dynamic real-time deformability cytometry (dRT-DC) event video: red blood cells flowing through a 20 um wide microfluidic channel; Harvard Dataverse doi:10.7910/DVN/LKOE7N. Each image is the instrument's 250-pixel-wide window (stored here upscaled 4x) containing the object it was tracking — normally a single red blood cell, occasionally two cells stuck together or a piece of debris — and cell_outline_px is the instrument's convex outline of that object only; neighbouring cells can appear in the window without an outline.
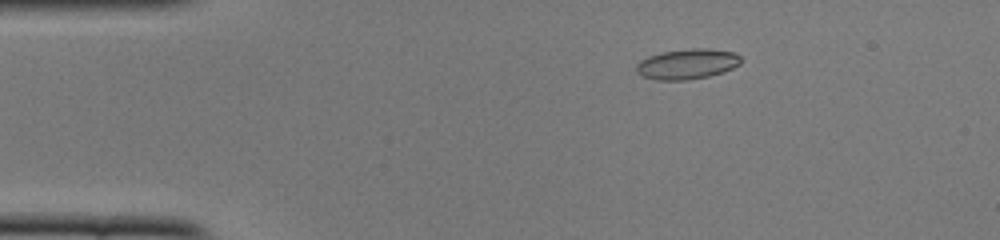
{"species": "common noctule bat (a hibernating species)", "species_latin": "Nyctalus noctula", "temperature_condition": "cold", "stored_images_in_passage": 52, "camera_frame_rate_fps": 3000, "um_per_image_px": 0.085, "animal": {"sex": "female", "body_mass_g": 22.0, "forearm_length_mm": 56.7}, "frame": {"image": 1, "passage_image": 9, "time_ms": 2.667, "image_size_px": [1000, 240], "cell_outline_px": [[740, 64], [732, 68], [708, 76], [688, 80], [656, 80], [644, 76], [636, 72], [636, 64], [640, 60], [648, 56], [664, 52], [692, 48], [708, 48], [736, 52], [740, 56]], "centroid_in_image_um": [58.41, 5.43], "position_along_channel_um": 26.6, "area_um2": 18.38}}
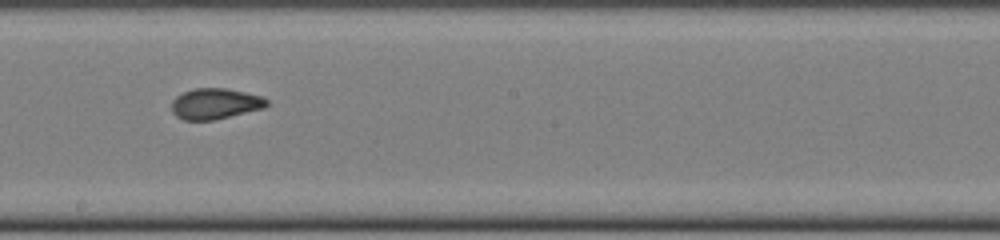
{"frame": {"image": 2, "passage_image": 29, "time_ms": 9.333, "image_size_px": [1000, 240], "cell_outline_px": [[268, 104], [264, 108], [212, 120], [184, 120], [176, 116], [172, 112], [172, 100], [176, 96], [184, 92], [196, 88], [228, 88], [264, 96], [268, 100]], "centroid_in_image_um": [18.3, 8.8], "position_along_channel_um": 229.9, "area_um2": 17.11}}
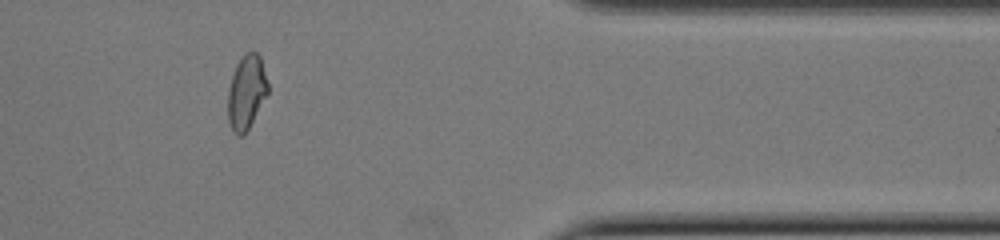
{"frame": {"image": 3, "passage_image": 43, "time_ms": 14.0, "image_size_px": [1000, 240], "cell_outline_px": [[268, 92], [244, 136], [236, 136], [228, 120], [228, 88], [236, 64], [248, 52], [256, 52], [260, 56], [268, 84]], "centroid_in_image_um": [20.94, 7.86], "position_along_channel_um": 390.5, "area_um2": 16.99}, "authors_computed_cell_mechanics": {"area_um2": 17.7735, "velocity_mm_per_s": 3.9281, "shape_relaxation_time_tau1_ms": null, "shape_relaxation_time_tau2_ms": 1.3874, "deformation_change_tau1": null, "deformation_change_tau2": 0.0601}}